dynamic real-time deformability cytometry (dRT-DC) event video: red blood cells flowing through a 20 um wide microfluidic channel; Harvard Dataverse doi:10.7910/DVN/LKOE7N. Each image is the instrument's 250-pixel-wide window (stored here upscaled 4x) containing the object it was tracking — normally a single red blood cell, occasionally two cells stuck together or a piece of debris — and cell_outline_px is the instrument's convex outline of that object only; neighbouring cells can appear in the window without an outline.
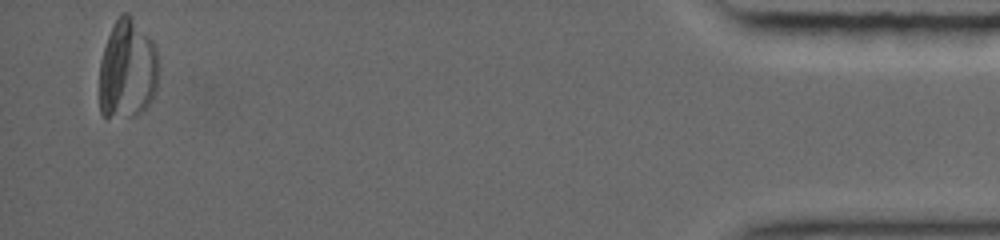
{"species": "common noctule bat (a hibernating species)", "species_latin": "Nyctalus noctula", "temperature_condition": "warm", "stored_images_in_passage": 34, "segment_of_instrument_passage": [2, 2], "camera_frame_rate_fps": 5000, "um_per_image_px": 0.085, "animal": {"sex": "female", "body_mass_g": 19.0, "forearm_length_mm": 56.7}, "frame": {"image": 1, "passage_image": 34, "time_ms": 15.0, "image_size_px": [1000, 240], "cell_outline_px": [[156, 76], [152, 92], [148, 100], [136, 112], [108, 116], [104, 116], [100, 112], [100, 64], [104, 48], [108, 36], [116, 20], [124, 12], [128, 16], [152, 44], [156, 56]], "centroid_in_image_um": [10.74, 5.89], "position_along_channel_um": 424.5, "area_um2": 31.67}}